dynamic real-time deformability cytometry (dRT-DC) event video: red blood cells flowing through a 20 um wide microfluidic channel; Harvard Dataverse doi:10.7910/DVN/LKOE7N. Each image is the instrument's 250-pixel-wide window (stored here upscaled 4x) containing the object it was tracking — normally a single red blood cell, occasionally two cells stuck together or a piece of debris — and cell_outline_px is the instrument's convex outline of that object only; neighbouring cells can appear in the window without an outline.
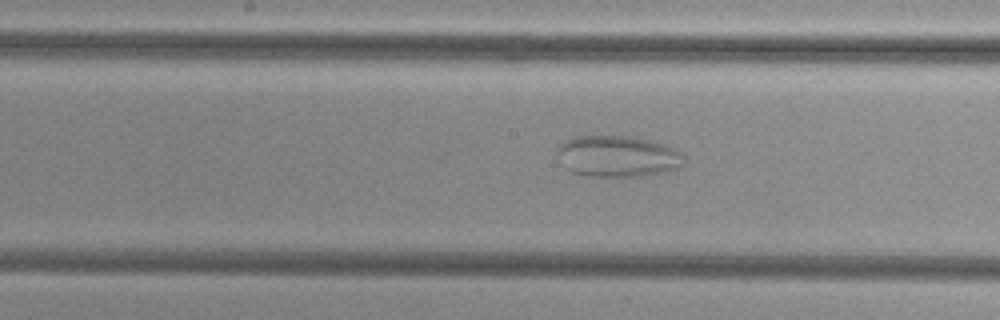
{"species": "common noctule bat (a hibernating species)", "species_latin": "Nyctalus noctula", "temperature_condition": "cold", "stored_images_in_passage": 38, "camera_frame_rate_fps": 3000, "um_per_image_px": 0.085, "animal": {"sex": "female", "body_mass_g": 29.2, "forearm_length_mm": 56.3}, "frame": {"image": 1, "passage_image": 12, "time_ms": 3.667, "image_size_px": [1000, 320], "cell_outline_px": [[684, 164], [680, 168], [644, 176], [588, 176], [572, 172], [564, 168], [556, 148], [560, 144], [568, 140], [580, 136], [628, 136], [648, 140], [664, 144], [672, 148], [684, 156]], "centroid_in_image_um": [52.5, 13.3], "position_along_channel_um": 195.7, "area_um2": 30.29}}
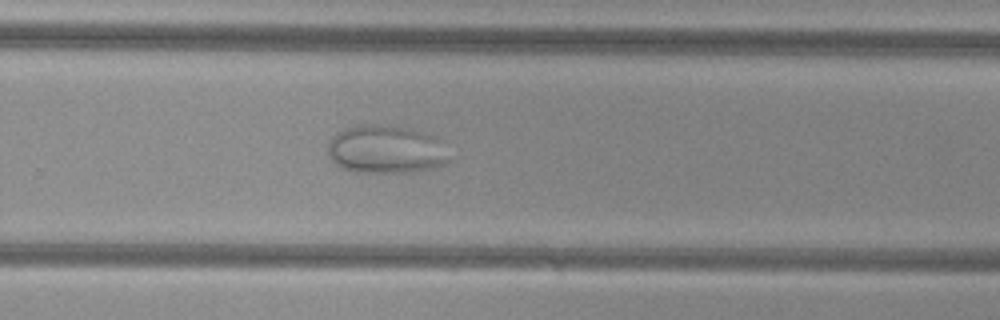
{"frame": {"image": 2, "passage_image": 20, "time_ms": 6.333, "image_size_px": [1000, 320], "cell_outline_px": [[448, 160], [444, 164], [420, 172], [356, 172], [340, 168], [328, 156], [328, 140], [336, 132], [344, 128], [360, 124], [376, 124], [404, 128], [424, 132], [436, 136]], "centroid_in_image_um": [32.72, 12.7], "position_along_channel_um": 297.1, "area_um2": 34.04}}
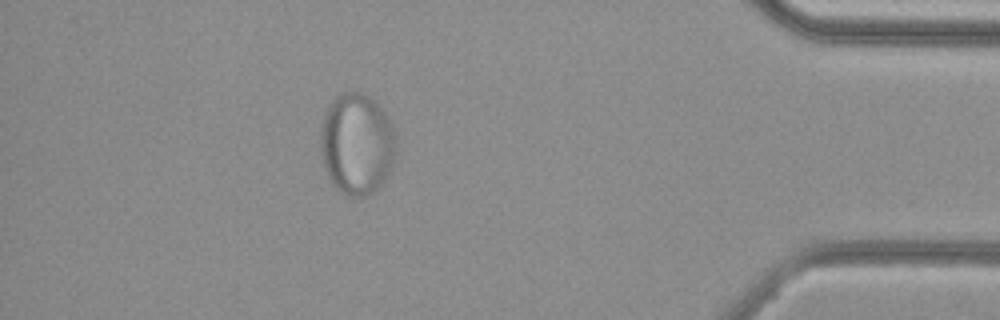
{"frame": {"image": 3, "passage_image": 32, "time_ms": 10.333, "image_size_px": [1000, 320], "cell_outline_px": [[396, 152], [392, 168], [384, 180], [372, 192], [364, 196], [344, 196], [332, 184], [324, 168], [320, 152], [320, 132], [324, 116], [328, 104], [336, 96], [352, 92], [364, 92], [384, 112], [392, 124], [396, 136]], "centroid_in_image_um": [30.32, 12.25], "position_along_channel_um": 404.9, "area_um2": 44.91}}